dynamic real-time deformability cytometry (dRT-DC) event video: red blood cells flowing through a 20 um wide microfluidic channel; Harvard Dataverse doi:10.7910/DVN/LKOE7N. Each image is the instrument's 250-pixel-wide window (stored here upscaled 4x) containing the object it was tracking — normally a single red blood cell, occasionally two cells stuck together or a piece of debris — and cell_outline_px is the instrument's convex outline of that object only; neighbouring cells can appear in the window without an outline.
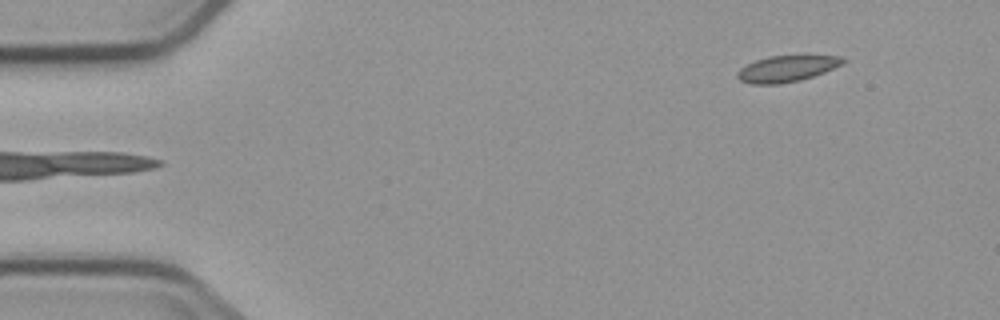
{"species": "common noctule bat (a hibernating species)", "species_latin": "Nyctalus noctula", "temperature_condition": "cold", "stored_images_in_passage": 5, "segment_of_instrument_passage": [2, 2], "camera_frame_rate_fps": 3000, "um_per_image_px": 0.085, "animal": {"sex": "male", "body_mass_g": 23.1, "forearm_length_mm": 52.7}, "frame": {"image": 1, "passage_image": 5, "time_ms": 4.667, "image_size_px": [1000, 320], "cell_outline_px": [[848, 60], [824, 72], [800, 80], [780, 84], [752, 84], [740, 80], [736, 76], [736, 72], [740, 68], [756, 60], [768, 56], [840, 56]], "centroid_in_image_um": [66.83, 5.84], "position_along_channel_um": 18.2, "area_um2": 15.9}}